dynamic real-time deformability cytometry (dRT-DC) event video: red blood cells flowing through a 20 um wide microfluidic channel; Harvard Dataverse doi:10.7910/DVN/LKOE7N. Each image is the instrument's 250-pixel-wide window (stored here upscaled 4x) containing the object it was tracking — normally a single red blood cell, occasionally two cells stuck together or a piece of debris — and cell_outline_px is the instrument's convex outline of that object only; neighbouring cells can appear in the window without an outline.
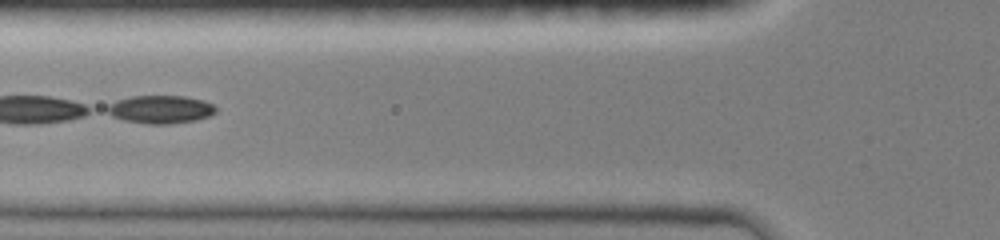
{"species": "common noctule bat (a hibernating species)", "species_latin": "Nyctalus noctula", "temperature_condition": "room temperature", "stored_images_in_passage": 34, "camera_frame_rate_fps": 3000, "um_per_image_px": 0.085, "animal": {"sex": "female", "body_mass_g": 19.0, "forearm_length_mm": 51.5}, "frame": {"image": 1, "passage_image": 7, "time_ms": 2.0, "image_size_px": [1000, 240], "cell_outline_px": [[216, 112], [208, 116], [196, 120], [168, 124], [148, 124], [124, 120], [112, 116], [104, 112], [100, 108], [116, 100], [132, 96], [184, 96], [204, 100], [212, 104], [216, 108]], "centroid_in_image_um": [13.56, 9.29], "position_along_channel_um": 112.2, "area_um2": 18.03}}
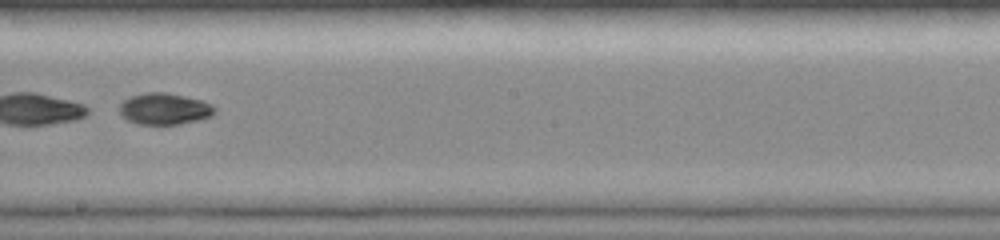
{"frame": {"image": 2, "passage_image": 16, "time_ms": 5.0, "image_size_px": [1000, 240], "cell_outline_px": [[216, 112], [212, 116], [180, 124], [136, 124], [128, 120], [120, 112], [120, 104], [124, 100], [132, 96], [148, 92], [164, 92], [184, 96], [200, 100], [212, 104], [216, 108]], "centroid_in_image_um": [14.0, 9.25], "position_along_channel_um": 234.2, "area_um2": 17.28}}
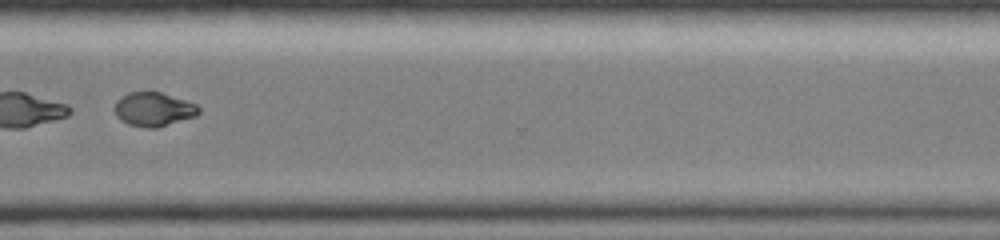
{"frame": {"image": 3, "passage_image": 25, "time_ms": 8.0, "image_size_px": [1000, 240], "cell_outline_px": [[200, 112], [196, 116], [156, 128], [144, 128], [128, 124], [120, 120], [116, 116], [116, 100], [120, 96], [128, 92], [160, 92], [196, 104], [200, 108]], "centroid_in_image_um": [13.04, 9.3], "position_along_channel_um": 357.6, "area_um2": 16.59}, "authors_computed_cell_mechanics": {"area_um2": 17.8313, "velocity_mm_per_s": 4.0798, "shape_relaxation_time_tau1_ms": 1.0492, "shape_relaxation_time_tau2_ms": 5.4538, "deformation_change_tau1": 0.3213, "deformation_change_tau2": 0.0748}}